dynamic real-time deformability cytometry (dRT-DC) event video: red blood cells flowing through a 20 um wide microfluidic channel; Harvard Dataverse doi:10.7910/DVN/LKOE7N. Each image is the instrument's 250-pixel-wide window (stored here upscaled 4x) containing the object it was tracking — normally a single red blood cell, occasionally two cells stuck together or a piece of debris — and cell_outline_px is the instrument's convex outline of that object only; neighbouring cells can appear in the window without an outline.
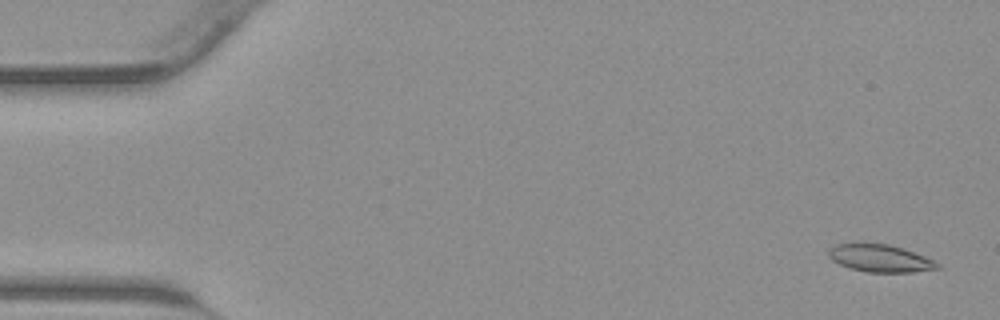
{"species": "common noctule bat (a hibernating species)", "species_latin": "Nyctalus noctula", "temperature_condition": "warm", "stored_images_in_passage": 42, "camera_frame_rate_fps": 3000, "um_per_image_px": 0.085, "animal": {"sex": "male", "body_mass_g": 23.1, "forearm_length_mm": 52.7}, "frame": {"image": 1, "passage_image": 1, "time_ms": 0.0, "image_size_px": [1000, 320], "cell_outline_px": [[940, 268], [912, 272], [868, 272], [848, 268], [832, 260], [828, 256], [828, 248], [836, 244], [856, 240], [888, 244], [904, 248], [924, 256], [940, 264]], "centroid_in_image_um": [74.72, 21.9], "position_along_channel_um": 10.3, "area_um2": 18.03}}
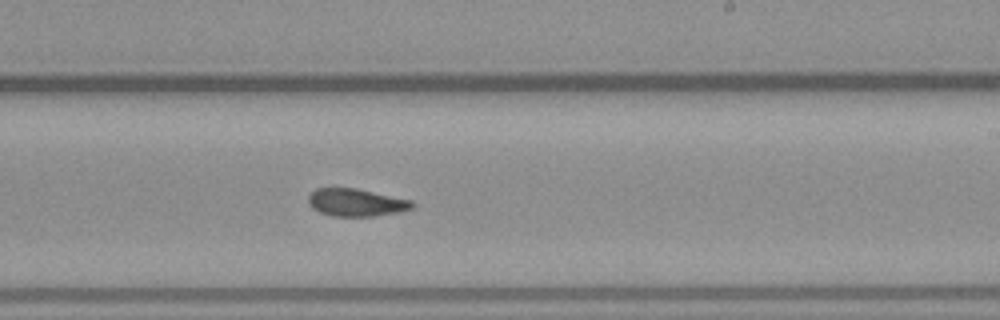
{"frame": {"image": 2, "passage_image": 25, "time_ms": 8.0, "image_size_px": [1000, 320], "cell_outline_px": [[416, 204], [412, 208], [396, 212], [372, 216], [332, 216], [320, 212], [312, 208], [308, 204], [308, 196], [316, 188], [356, 188], [412, 200]], "centroid_in_image_um": [30.25, 17.2], "position_along_channel_um": 258.7, "area_um2": 16.65}}
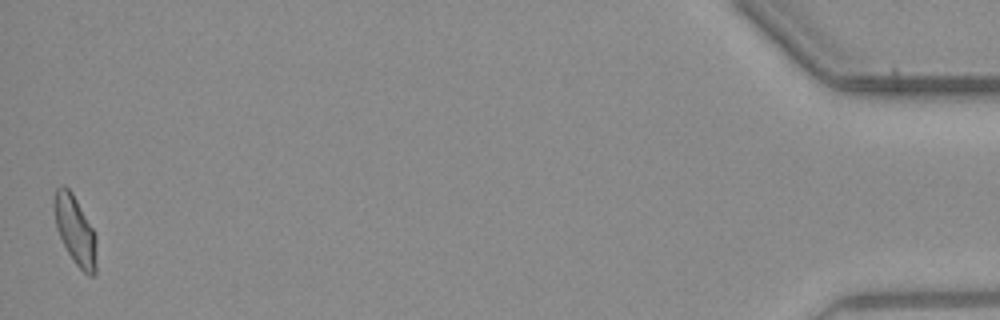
{"frame": {"image": 3, "passage_image": 42, "time_ms": 13.667, "image_size_px": [1000, 320], "cell_outline_px": [[96, 276], [88, 276], [76, 264], [68, 252], [56, 228], [52, 204], [52, 200], [56, 188], [60, 184], [64, 184], [72, 192], [92, 228], [96, 236]], "centroid_in_image_um": [6.37, 19.54], "position_along_channel_um": 428.8, "area_um2": 17.11}}